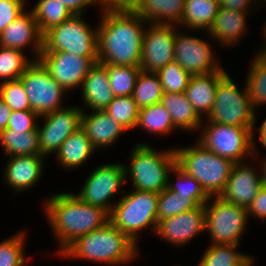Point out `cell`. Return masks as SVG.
Returning <instances> with one entry per match:
<instances>
[{
	"instance_id": "6da1fadb",
	"label": "cell",
	"mask_w": 266,
	"mask_h": 266,
	"mask_svg": "<svg viewBox=\"0 0 266 266\" xmlns=\"http://www.w3.org/2000/svg\"><path fill=\"white\" fill-rule=\"evenodd\" d=\"M102 12L97 27L98 62L140 67L147 22L135 12Z\"/></svg>"
},
{
	"instance_id": "7a4b0ae2",
	"label": "cell",
	"mask_w": 266,
	"mask_h": 266,
	"mask_svg": "<svg viewBox=\"0 0 266 266\" xmlns=\"http://www.w3.org/2000/svg\"><path fill=\"white\" fill-rule=\"evenodd\" d=\"M51 229L59 240L60 255L71 243L104 226L110 214L101 207L82 201L74 193H58L44 204Z\"/></svg>"
},
{
	"instance_id": "3957f363",
	"label": "cell",
	"mask_w": 266,
	"mask_h": 266,
	"mask_svg": "<svg viewBox=\"0 0 266 266\" xmlns=\"http://www.w3.org/2000/svg\"><path fill=\"white\" fill-rule=\"evenodd\" d=\"M138 253V245L108 221L104 226L79 237L59 256L119 265L133 261Z\"/></svg>"
},
{
	"instance_id": "277c9868",
	"label": "cell",
	"mask_w": 266,
	"mask_h": 266,
	"mask_svg": "<svg viewBox=\"0 0 266 266\" xmlns=\"http://www.w3.org/2000/svg\"><path fill=\"white\" fill-rule=\"evenodd\" d=\"M196 146L175 149L176 164L194 177L209 197H218L224 191L234 162L206 149Z\"/></svg>"
},
{
	"instance_id": "5b68a950",
	"label": "cell",
	"mask_w": 266,
	"mask_h": 266,
	"mask_svg": "<svg viewBox=\"0 0 266 266\" xmlns=\"http://www.w3.org/2000/svg\"><path fill=\"white\" fill-rule=\"evenodd\" d=\"M131 153L130 167L125 166V175L126 178L130 175L134 189L160 193L167 188L168 174L176 165L175 149L157 152L141 142Z\"/></svg>"
},
{
	"instance_id": "8992f818",
	"label": "cell",
	"mask_w": 266,
	"mask_h": 266,
	"mask_svg": "<svg viewBox=\"0 0 266 266\" xmlns=\"http://www.w3.org/2000/svg\"><path fill=\"white\" fill-rule=\"evenodd\" d=\"M158 195L134 189L114 204L109 221L137 245L140 230L152 226L156 232Z\"/></svg>"
},
{
	"instance_id": "52a82bcc",
	"label": "cell",
	"mask_w": 266,
	"mask_h": 266,
	"mask_svg": "<svg viewBox=\"0 0 266 266\" xmlns=\"http://www.w3.org/2000/svg\"><path fill=\"white\" fill-rule=\"evenodd\" d=\"M72 15L43 34L41 52L64 51L82 57H98V30H92L82 18Z\"/></svg>"
},
{
	"instance_id": "ba28073f",
	"label": "cell",
	"mask_w": 266,
	"mask_h": 266,
	"mask_svg": "<svg viewBox=\"0 0 266 266\" xmlns=\"http://www.w3.org/2000/svg\"><path fill=\"white\" fill-rule=\"evenodd\" d=\"M206 123L198 139L206 149L234 163L242 162L248 155L258 156L255 154L254 127L226 125L208 119Z\"/></svg>"
},
{
	"instance_id": "9c48e42d",
	"label": "cell",
	"mask_w": 266,
	"mask_h": 266,
	"mask_svg": "<svg viewBox=\"0 0 266 266\" xmlns=\"http://www.w3.org/2000/svg\"><path fill=\"white\" fill-rule=\"evenodd\" d=\"M236 86L228 73L218 81L214 105L207 119L226 125L255 128V110L247 86L242 92Z\"/></svg>"
},
{
	"instance_id": "30bf717a",
	"label": "cell",
	"mask_w": 266,
	"mask_h": 266,
	"mask_svg": "<svg viewBox=\"0 0 266 266\" xmlns=\"http://www.w3.org/2000/svg\"><path fill=\"white\" fill-rule=\"evenodd\" d=\"M204 208L205 230L210 233L212 244L239 245L240 237L250 219L247 209L228 203L219 196L210 197L204 204Z\"/></svg>"
},
{
	"instance_id": "8fae6325",
	"label": "cell",
	"mask_w": 266,
	"mask_h": 266,
	"mask_svg": "<svg viewBox=\"0 0 266 266\" xmlns=\"http://www.w3.org/2000/svg\"><path fill=\"white\" fill-rule=\"evenodd\" d=\"M19 79L24 86L31 110L39 116L63 108L62 96L66 91L49 75L39 60H32Z\"/></svg>"
},
{
	"instance_id": "7c38bea8",
	"label": "cell",
	"mask_w": 266,
	"mask_h": 266,
	"mask_svg": "<svg viewBox=\"0 0 266 266\" xmlns=\"http://www.w3.org/2000/svg\"><path fill=\"white\" fill-rule=\"evenodd\" d=\"M124 164H105L90 173L77 195L87 204L98 206L111 213L113 203L110 199L117 195L126 180Z\"/></svg>"
},
{
	"instance_id": "4fadbf2b",
	"label": "cell",
	"mask_w": 266,
	"mask_h": 266,
	"mask_svg": "<svg viewBox=\"0 0 266 266\" xmlns=\"http://www.w3.org/2000/svg\"><path fill=\"white\" fill-rule=\"evenodd\" d=\"M144 29L140 68L158 72L175 61V25L149 23Z\"/></svg>"
},
{
	"instance_id": "5bb4252c",
	"label": "cell",
	"mask_w": 266,
	"mask_h": 266,
	"mask_svg": "<svg viewBox=\"0 0 266 266\" xmlns=\"http://www.w3.org/2000/svg\"><path fill=\"white\" fill-rule=\"evenodd\" d=\"M38 60L50 76L65 90L81 86L98 57H82L64 51L41 52Z\"/></svg>"
},
{
	"instance_id": "9a60e30c",
	"label": "cell",
	"mask_w": 266,
	"mask_h": 266,
	"mask_svg": "<svg viewBox=\"0 0 266 266\" xmlns=\"http://www.w3.org/2000/svg\"><path fill=\"white\" fill-rule=\"evenodd\" d=\"M82 110L83 108L70 106L40 116L45 121L41 128L37 127L42 156L57 153L62 143L81 128Z\"/></svg>"
},
{
	"instance_id": "2e32d148",
	"label": "cell",
	"mask_w": 266,
	"mask_h": 266,
	"mask_svg": "<svg viewBox=\"0 0 266 266\" xmlns=\"http://www.w3.org/2000/svg\"><path fill=\"white\" fill-rule=\"evenodd\" d=\"M175 33V62L191 76L226 72L214 58L209 42L198 37Z\"/></svg>"
},
{
	"instance_id": "e0dca14e",
	"label": "cell",
	"mask_w": 266,
	"mask_h": 266,
	"mask_svg": "<svg viewBox=\"0 0 266 266\" xmlns=\"http://www.w3.org/2000/svg\"><path fill=\"white\" fill-rule=\"evenodd\" d=\"M261 166V174L258 176L251 166L243 162L234 163L226 187L219 197L248 209L266 182L264 164Z\"/></svg>"
},
{
	"instance_id": "ac0fdd59",
	"label": "cell",
	"mask_w": 266,
	"mask_h": 266,
	"mask_svg": "<svg viewBox=\"0 0 266 266\" xmlns=\"http://www.w3.org/2000/svg\"><path fill=\"white\" fill-rule=\"evenodd\" d=\"M205 230L204 205L158 222L155 234L177 246L185 245Z\"/></svg>"
},
{
	"instance_id": "d6986e66",
	"label": "cell",
	"mask_w": 266,
	"mask_h": 266,
	"mask_svg": "<svg viewBox=\"0 0 266 266\" xmlns=\"http://www.w3.org/2000/svg\"><path fill=\"white\" fill-rule=\"evenodd\" d=\"M32 45L36 59L43 49V34L40 32L33 10L24 11L12 21L0 34V46L23 51Z\"/></svg>"
},
{
	"instance_id": "ffe728a7",
	"label": "cell",
	"mask_w": 266,
	"mask_h": 266,
	"mask_svg": "<svg viewBox=\"0 0 266 266\" xmlns=\"http://www.w3.org/2000/svg\"><path fill=\"white\" fill-rule=\"evenodd\" d=\"M81 129L91 141L94 149L113 145L119 136L125 132V128L118 123L105 110L82 111Z\"/></svg>"
},
{
	"instance_id": "44dd1931",
	"label": "cell",
	"mask_w": 266,
	"mask_h": 266,
	"mask_svg": "<svg viewBox=\"0 0 266 266\" xmlns=\"http://www.w3.org/2000/svg\"><path fill=\"white\" fill-rule=\"evenodd\" d=\"M44 158L42 155L10 156L4 171L6 183L17 192L32 188L42 177Z\"/></svg>"
},
{
	"instance_id": "7402d4cb",
	"label": "cell",
	"mask_w": 266,
	"mask_h": 266,
	"mask_svg": "<svg viewBox=\"0 0 266 266\" xmlns=\"http://www.w3.org/2000/svg\"><path fill=\"white\" fill-rule=\"evenodd\" d=\"M227 72H212L190 77L185 95L198 115L206 119L212 111L218 81ZM205 115V116H204Z\"/></svg>"
},
{
	"instance_id": "603a6c76",
	"label": "cell",
	"mask_w": 266,
	"mask_h": 266,
	"mask_svg": "<svg viewBox=\"0 0 266 266\" xmlns=\"http://www.w3.org/2000/svg\"><path fill=\"white\" fill-rule=\"evenodd\" d=\"M82 100L90 109L105 110L115 97L105 67L96 62L82 82Z\"/></svg>"
},
{
	"instance_id": "cb8c5ba5",
	"label": "cell",
	"mask_w": 266,
	"mask_h": 266,
	"mask_svg": "<svg viewBox=\"0 0 266 266\" xmlns=\"http://www.w3.org/2000/svg\"><path fill=\"white\" fill-rule=\"evenodd\" d=\"M220 6L208 34L222 45H234L246 33V14Z\"/></svg>"
},
{
	"instance_id": "d4e9b609",
	"label": "cell",
	"mask_w": 266,
	"mask_h": 266,
	"mask_svg": "<svg viewBox=\"0 0 266 266\" xmlns=\"http://www.w3.org/2000/svg\"><path fill=\"white\" fill-rule=\"evenodd\" d=\"M184 5L185 0H144L135 13L147 23L178 26Z\"/></svg>"
},
{
	"instance_id": "484cf974",
	"label": "cell",
	"mask_w": 266,
	"mask_h": 266,
	"mask_svg": "<svg viewBox=\"0 0 266 266\" xmlns=\"http://www.w3.org/2000/svg\"><path fill=\"white\" fill-rule=\"evenodd\" d=\"M160 103L167 109L176 128L182 130H198L202 127V118L195 111L192 104L187 100L184 92H164Z\"/></svg>"
},
{
	"instance_id": "4316f807",
	"label": "cell",
	"mask_w": 266,
	"mask_h": 266,
	"mask_svg": "<svg viewBox=\"0 0 266 266\" xmlns=\"http://www.w3.org/2000/svg\"><path fill=\"white\" fill-rule=\"evenodd\" d=\"M95 151L85 132L79 128L72 133L56 153L57 161L66 169L82 166Z\"/></svg>"
},
{
	"instance_id": "83f0119b",
	"label": "cell",
	"mask_w": 266,
	"mask_h": 266,
	"mask_svg": "<svg viewBox=\"0 0 266 266\" xmlns=\"http://www.w3.org/2000/svg\"><path fill=\"white\" fill-rule=\"evenodd\" d=\"M220 4L217 0H185L181 26L190 30H208L217 15Z\"/></svg>"
},
{
	"instance_id": "f1b7e54d",
	"label": "cell",
	"mask_w": 266,
	"mask_h": 266,
	"mask_svg": "<svg viewBox=\"0 0 266 266\" xmlns=\"http://www.w3.org/2000/svg\"><path fill=\"white\" fill-rule=\"evenodd\" d=\"M0 143L8 157L41 155L37 129L35 131H12L6 128L0 133Z\"/></svg>"
},
{
	"instance_id": "f546056e",
	"label": "cell",
	"mask_w": 266,
	"mask_h": 266,
	"mask_svg": "<svg viewBox=\"0 0 266 266\" xmlns=\"http://www.w3.org/2000/svg\"><path fill=\"white\" fill-rule=\"evenodd\" d=\"M136 127L157 135H167L173 129H177L173 124L170 113L160 102L139 109Z\"/></svg>"
},
{
	"instance_id": "4dcf8cb0",
	"label": "cell",
	"mask_w": 266,
	"mask_h": 266,
	"mask_svg": "<svg viewBox=\"0 0 266 266\" xmlns=\"http://www.w3.org/2000/svg\"><path fill=\"white\" fill-rule=\"evenodd\" d=\"M164 91L157 72L141 70L137 76L133 99L139 109L161 101Z\"/></svg>"
},
{
	"instance_id": "1f68e13d",
	"label": "cell",
	"mask_w": 266,
	"mask_h": 266,
	"mask_svg": "<svg viewBox=\"0 0 266 266\" xmlns=\"http://www.w3.org/2000/svg\"><path fill=\"white\" fill-rule=\"evenodd\" d=\"M237 247L236 244H211L198 266H242L251 256L235 250Z\"/></svg>"
},
{
	"instance_id": "d6a6232c",
	"label": "cell",
	"mask_w": 266,
	"mask_h": 266,
	"mask_svg": "<svg viewBox=\"0 0 266 266\" xmlns=\"http://www.w3.org/2000/svg\"><path fill=\"white\" fill-rule=\"evenodd\" d=\"M32 10L42 34L73 15L59 0H38Z\"/></svg>"
},
{
	"instance_id": "836d02e7",
	"label": "cell",
	"mask_w": 266,
	"mask_h": 266,
	"mask_svg": "<svg viewBox=\"0 0 266 266\" xmlns=\"http://www.w3.org/2000/svg\"><path fill=\"white\" fill-rule=\"evenodd\" d=\"M101 64L108 73L110 87L114 96H131L141 68L137 66L111 65L107 63Z\"/></svg>"
},
{
	"instance_id": "e575fe53",
	"label": "cell",
	"mask_w": 266,
	"mask_h": 266,
	"mask_svg": "<svg viewBox=\"0 0 266 266\" xmlns=\"http://www.w3.org/2000/svg\"><path fill=\"white\" fill-rule=\"evenodd\" d=\"M172 173L178 176L177 181L175 183L174 181L171 182L169 180L170 175L168 174L167 189L187 196V199H191L197 206L204 205L210 198L203 190L201 184L194 177L183 171L177 164L173 167Z\"/></svg>"
},
{
	"instance_id": "d590c367",
	"label": "cell",
	"mask_w": 266,
	"mask_h": 266,
	"mask_svg": "<svg viewBox=\"0 0 266 266\" xmlns=\"http://www.w3.org/2000/svg\"><path fill=\"white\" fill-rule=\"evenodd\" d=\"M246 86L252 102L257 107L266 104V58L255 54L250 71L247 74Z\"/></svg>"
},
{
	"instance_id": "8d00e7d4",
	"label": "cell",
	"mask_w": 266,
	"mask_h": 266,
	"mask_svg": "<svg viewBox=\"0 0 266 266\" xmlns=\"http://www.w3.org/2000/svg\"><path fill=\"white\" fill-rule=\"evenodd\" d=\"M105 111L120 123L126 131L136 127L139 108L133 96H115Z\"/></svg>"
},
{
	"instance_id": "74e56055",
	"label": "cell",
	"mask_w": 266,
	"mask_h": 266,
	"mask_svg": "<svg viewBox=\"0 0 266 266\" xmlns=\"http://www.w3.org/2000/svg\"><path fill=\"white\" fill-rule=\"evenodd\" d=\"M197 205L187 196L165 188L158 195L157 219L158 222L180 213L193 210Z\"/></svg>"
},
{
	"instance_id": "f35d334b",
	"label": "cell",
	"mask_w": 266,
	"mask_h": 266,
	"mask_svg": "<svg viewBox=\"0 0 266 266\" xmlns=\"http://www.w3.org/2000/svg\"><path fill=\"white\" fill-rule=\"evenodd\" d=\"M31 62L23 51L0 46V79L3 82L19 79Z\"/></svg>"
},
{
	"instance_id": "ab89813d",
	"label": "cell",
	"mask_w": 266,
	"mask_h": 266,
	"mask_svg": "<svg viewBox=\"0 0 266 266\" xmlns=\"http://www.w3.org/2000/svg\"><path fill=\"white\" fill-rule=\"evenodd\" d=\"M157 74L161 80L163 91L167 93L185 92L191 77V75L175 61L162 67Z\"/></svg>"
},
{
	"instance_id": "60d3db41",
	"label": "cell",
	"mask_w": 266,
	"mask_h": 266,
	"mask_svg": "<svg viewBox=\"0 0 266 266\" xmlns=\"http://www.w3.org/2000/svg\"><path fill=\"white\" fill-rule=\"evenodd\" d=\"M25 232L0 242V266H26L24 253Z\"/></svg>"
},
{
	"instance_id": "b9f144b4",
	"label": "cell",
	"mask_w": 266,
	"mask_h": 266,
	"mask_svg": "<svg viewBox=\"0 0 266 266\" xmlns=\"http://www.w3.org/2000/svg\"><path fill=\"white\" fill-rule=\"evenodd\" d=\"M0 98L12 111L31 110L27 94L20 79L1 82Z\"/></svg>"
},
{
	"instance_id": "7bdbcfd3",
	"label": "cell",
	"mask_w": 266,
	"mask_h": 266,
	"mask_svg": "<svg viewBox=\"0 0 266 266\" xmlns=\"http://www.w3.org/2000/svg\"><path fill=\"white\" fill-rule=\"evenodd\" d=\"M40 116L32 110L12 111L7 128L12 131H35L38 125L35 123Z\"/></svg>"
},
{
	"instance_id": "ee69618b",
	"label": "cell",
	"mask_w": 266,
	"mask_h": 266,
	"mask_svg": "<svg viewBox=\"0 0 266 266\" xmlns=\"http://www.w3.org/2000/svg\"><path fill=\"white\" fill-rule=\"evenodd\" d=\"M25 0H0V34L26 9Z\"/></svg>"
},
{
	"instance_id": "f6af8a7d",
	"label": "cell",
	"mask_w": 266,
	"mask_h": 266,
	"mask_svg": "<svg viewBox=\"0 0 266 266\" xmlns=\"http://www.w3.org/2000/svg\"><path fill=\"white\" fill-rule=\"evenodd\" d=\"M144 0H100L104 12H136Z\"/></svg>"
},
{
	"instance_id": "bcb514c9",
	"label": "cell",
	"mask_w": 266,
	"mask_h": 266,
	"mask_svg": "<svg viewBox=\"0 0 266 266\" xmlns=\"http://www.w3.org/2000/svg\"><path fill=\"white\" fill-rule=\"evenodd\" d=\"M247 212L249 216L261 219L262 223L264 222V219H266V182L247 209Z\"/></svg>"
},
{
	"instance_id": "7dc6e473",
	"label": "cell",
	"mask_w": 266,
	"mask_h": 266,
	"mask_svg": "<svg viewBox=\"0 0 266 266\" xmlns=\"http://www.w3.org/2000/svg\"><path fill=\"white\" fill-rule=\"evenodd\" d=\"M73 15H83L84 8L100 4V0H59Z\"/></svg>"
},
{
	"instance_id": "c3c4849f",
	"label": "cell",
	"mask_w": 266,
	"mask_h": 266,
	"mask_svg": "<svg viewBox=\"0 0 266 266\" xmlns=\"http://www.w3.org/2000/svg\"><path fill=\"white\" fill-rule=\"evenodd\" d=\"M217 1L222 7L240 12H249V9L251 7L252 9L254 8L251 4H253L255 0H217Z\"/></svg>"
},
{
	"instance_id": "681fc988",
	"label": "cell",
	"mask_w": 266,
	"mask_h": 266,
	"mask_svg": "<svg viewBox=\"0 0 266 266\" xmlns=\"http://www.w3.org/2000/svg\"><path fill=\"white\" fill-rule=\"evenodd\" d=\"M11 108L0 98V133L7 128Z\"/></svg>"
},
{
	"instance_id": "f907efd6",
	"label": "cell",
	"mask_w": 266,
	"mask_h": 266,
	"mask_svg": "<svg viewBox=\"0 0 266 266\" xmlns=\"http://www.w3.org/2000/svg\"><path fill=\"white\" fill-rule=\"evenodd\" d=\"M258 130H259L260 144H262V146H264L266 149V119L263 121Z\"/></svg>"
},
{
	"instance_id": "816d5d0a",
	"label": "cell",
	"mask_w": 266,
	"mask_h": 266,
	"mask_svg": "<svg viewBox=\"0 0 266 266\" xmlns=\"http://www.w3.org/2000/svg\"><path fill=\"white\" fill-rule=\"evenodd\" d=\"M265 28H264V33H265V38H266V25L264 26ZM266 40V39H265ZM266 46V45H265ZM258 55H260V56H262V57H265L266 58V47H264V49L262 50L261 49V51H259V53H258Z\"/></svg>"
},
{
	"instance_id": "f5cc1de1",
	"label": "cell",
	"mask_w": 266,
	"mask_h": 266,
	"mask_svg": "<svg viewBox=\"0 0 266 266\" xmlns=\"http://www.w3.org/2000/svg\"><path fill=\"white\" fill-rule=\"evenodd\" d=\"M253 257H251L244 265H242V266H252V264H253Z\"/></svg>"
},
{
	"instance_id": "db71d44e",
	"label": "cell",
	"mask_w": 266,
	"mask_h": 266,
	"mask_svg": "<svg viewBox=\"0 0 266 266\" xmlns=\"http://www.w3.org/2000/svg\"><path fill=\"white\" fill-rule=\"evenodd\" d=\"M264 167H265V176H266V160L263 162Z\"/></svg>"
}]
</instances>
